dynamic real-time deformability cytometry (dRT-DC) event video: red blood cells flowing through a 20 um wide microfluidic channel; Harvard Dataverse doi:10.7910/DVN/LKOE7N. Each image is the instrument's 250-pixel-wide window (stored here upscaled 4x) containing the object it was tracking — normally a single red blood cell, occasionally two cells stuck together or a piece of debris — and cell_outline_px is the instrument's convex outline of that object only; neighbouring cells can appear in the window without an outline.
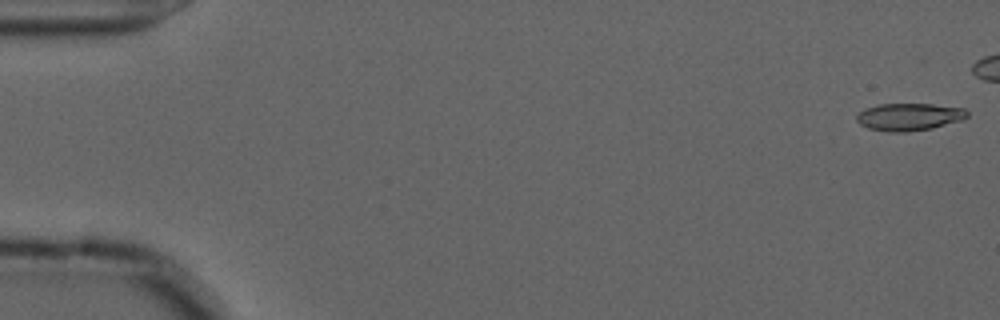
{"species": "common noctule bat (a hibernating species)", "species_latin": "Nyctalus noctula", "temperature_condition": "cold", "stored_images_in_passage": 45, "camera_frame_rate_fps": 3000, "um_per_image_px": 0.085, "animal": {"sex": "male", "forearm_length_mm": 52.5}, "frame": {"image": 1, "passage_image": 1, "time_ms": 0.0, "image_size_px": [1000, 320], "cell_outline_px": [[968, 116], [964, 120], [932, 128], [908, 132], [888, 132], [868, 128], [860, 124], [856, 120], [856, 116], [864, 108], [880, 104], [932, 104], [964, 108], [968, 112]], "centroid_in_image_um": [77.29, 9.93], "position_along_channel_um": 7.7, "area_um2": 17.8}}
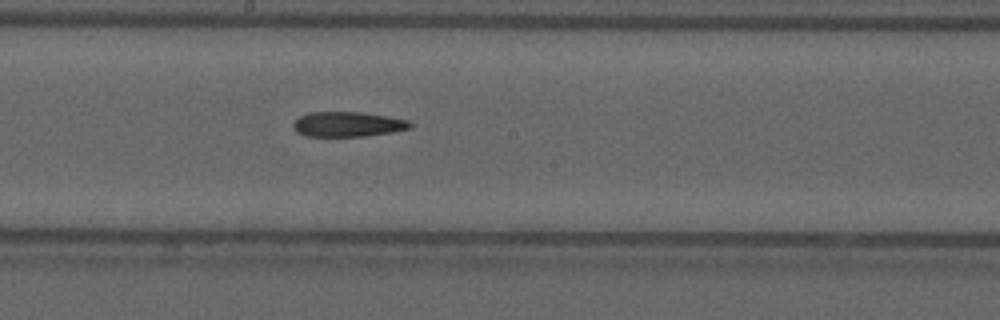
{"frame": {"image": 2, "passage_image": 30, "time_ms": 9.667, "image_size_px": [1000, 320], "cell_outline_px": [[412, 128], [392, 132], [364, 136], [304, 136], [296, 132], [292, 124], [300, 116], [308, 112], [360, 112], [388, 116], [408, 120], [412, 124]], "centroid_in_image_um": [29.55, 10.56], "position_along_channel_um": 218.6, "area_um2": 17.05}}
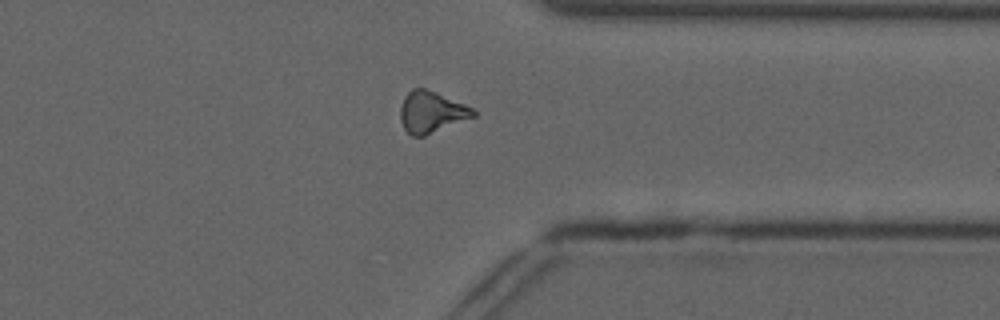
{"frame": {"image": 3, "passage_image": 43, "time_ms": 14.0, "image_size_px": [1000, 320], "cell_outline_px": [[476, 116], [424, 136], [412, 136], [404, 128], [400, 120], [400, 108], [404, 96], [412, 88], [424, 88], [436, 92], [464, 104], [472, 108], [476, 112]], "centroid_in_image_um": [36.65, 9.52], "position_along_channel_um": 374.7, "area_um2": 17.51}}